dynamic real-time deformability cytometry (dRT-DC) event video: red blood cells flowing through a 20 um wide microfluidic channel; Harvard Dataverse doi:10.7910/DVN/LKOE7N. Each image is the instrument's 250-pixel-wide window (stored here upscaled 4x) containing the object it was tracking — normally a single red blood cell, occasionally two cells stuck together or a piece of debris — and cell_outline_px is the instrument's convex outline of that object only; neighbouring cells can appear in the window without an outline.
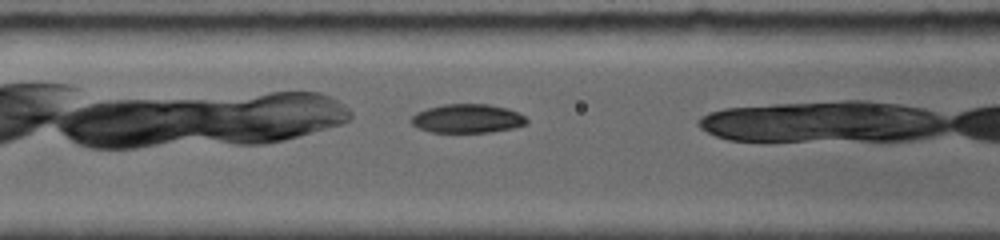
{"species": "common noctule bat (a hibernating species)", "species_latin": "Nyctalus noctula", "temperature_condition": "room temperature", "stored_images_in_passage": 11, "camera_frame_rate_fps": 5000, "um_per_image_px": 0.085, "animal": {"sex": "female", "body_mass_g": 19.0, "forearm_length_mm": 56.7}, "frame": {"image": 1, "passage_image": 4, "time_ms": 1.6, "image_size_px": [1000, 240], "cell_outline_px": [[528, 124], [512, 128], [492, 132], [428, 132], [412, 124], [408, 120], [416, 112], [428, 108], [444, 104], [488, 104], [508, 108], [520, 112], [528, 120]], "centroid_in_image_um": [39.74, 10.07], "position_along_channel_um": 126.9, "area_um2": 19.59}}
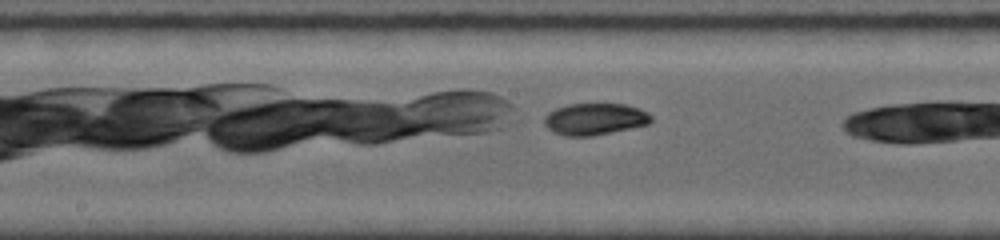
{"frame": {"image": 2, "passage_image": 8, "time_ms": 3.4, "image_size_px": [1000, 240], "cell_outline_px": [[652, 120], [648, 124], [592, 136], [564, 136], [552, 132], [544, 124], [544, 116], [548, 112], [556, 108], [568, 104], [624, 104], [640, 108], [648, 112], [652, 116]], "centroid_in_image_um": [50.54, 10.12], "position_along_channel_um": 197.7, "area_um2": 19.83}}
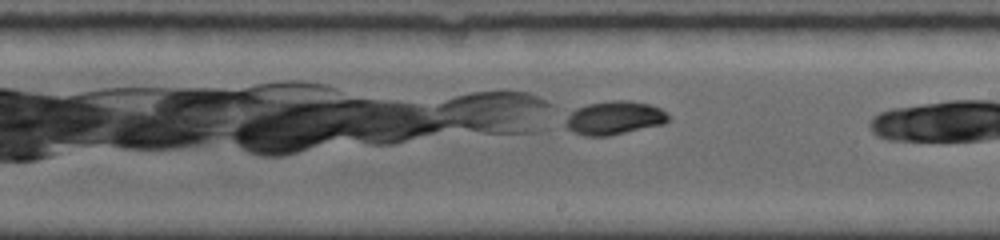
{"frame": {"image": 3, "passage_image": 11, "time_ms": 4.4, "image_size_px": [1000, 240], "cell_outline_px": [[668, 120], [664, 124], [608, 136], [584, 136], [572, 132], [564, 128], [564, 124], [568, 112], [576, 108], [588, 104], [612, 100], [628, 100], [648, 104], [660, 108], [668, 112]], "centroid_in_image_um": [52.17, 10.03], "position_along_channel_um": 236.8, "area_um2": 20.35}}